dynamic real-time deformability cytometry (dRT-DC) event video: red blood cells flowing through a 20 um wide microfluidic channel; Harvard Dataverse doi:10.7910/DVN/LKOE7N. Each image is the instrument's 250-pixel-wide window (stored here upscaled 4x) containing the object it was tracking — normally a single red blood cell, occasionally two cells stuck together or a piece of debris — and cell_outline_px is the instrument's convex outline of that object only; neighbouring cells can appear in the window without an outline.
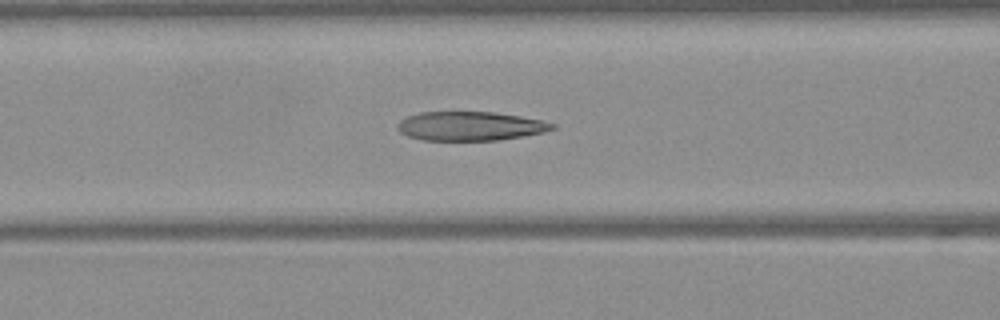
{"species": "Egyptian fruit bat (a non-hibernating species)", "species_latin": "Rousettus aegyptiacus", "temperature_condition": "warm", "stored_images_in_passage": 31, "camera_frame_rate_fps": 3000, "um_per_image_px": 0.085, "frame": {"image": 1, "passage_image": 9, "time_ms": 2.667, "image_size_px": [1000, 320], "cell_outline_px": [[556, 128], [544, 132], [500, 140], [424, 140], [408, 136], [400, 132], [396, 128], [396, 124], [400, 120], [408, 116], [420, 112], [492, 112], [520, 116], [540, 120], [556, 124]], "centroid_in_image_um": [39.95, 10.72], "position_along_channel_um": 126.7, "area_um2": 26.13}}
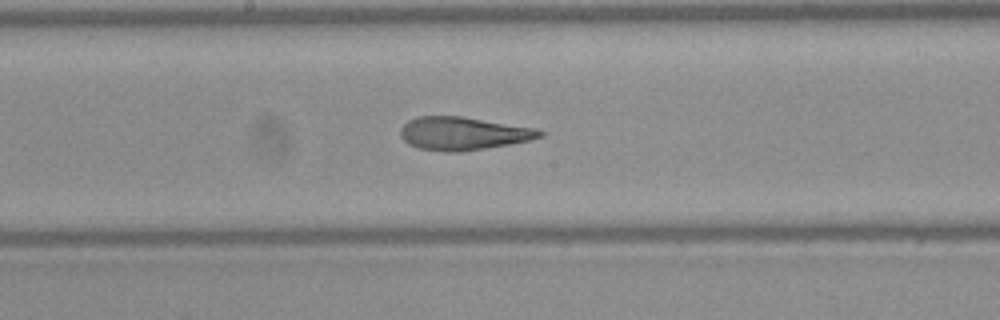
{"frame": {"image": 2, "passage_image": 15, "time_ms": 4.667, "image_size_px": [1000, 320], "cell_outline_px": [[544, 136], [528, 140], [508, 144], [460, 152], [444, 152], [420, 148], [408, 144], [400, 136], [400, 128], [408, 120], [420, 116], [464, 116], [540, 128], [544, 132]], "centroid_in_image_um": [39.39, 11.33], "position_along_channel_um": 208.8, "area_um2": 27.11}}
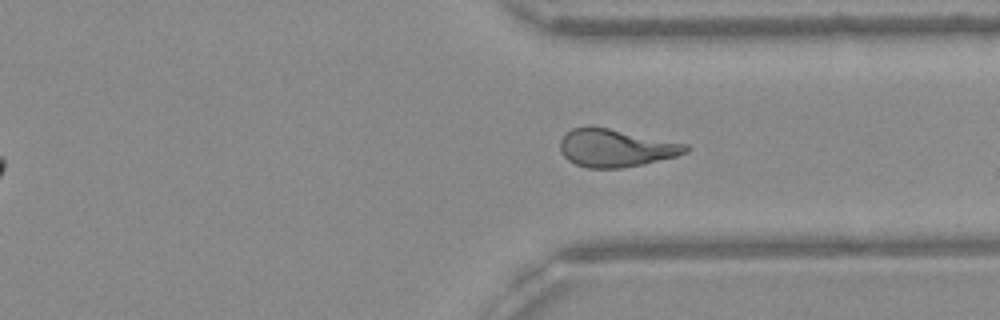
{"frame": {"image": 3, "passage_image": 26, "time_ms": 8.333, "image_size_px": [1000, 320], "cell_outline_px": [[692, 148], [688, 152], [676, 156], [640, 164], [620, 168], [588, 168], [576, 164], [568, 160], [560, 152], [560, 140], [572, 128], [588, 124], [688, 144]], "centroid_in_image_um": [52.32, 12.56], "position_along_channel_um": 359.1, "area_um2": 27.69}, "authors_computed_cell_mechanics": {"area_um2": 27.3394, "velocity_mm_per_s": 4.1012, "shape_relaxation_time_tau1_ms": null, "shape_relaxation_time_tau2_ms": 1.6981, "deformation_change_tau1": null, "deformation_change_tau2": 0.1079}}